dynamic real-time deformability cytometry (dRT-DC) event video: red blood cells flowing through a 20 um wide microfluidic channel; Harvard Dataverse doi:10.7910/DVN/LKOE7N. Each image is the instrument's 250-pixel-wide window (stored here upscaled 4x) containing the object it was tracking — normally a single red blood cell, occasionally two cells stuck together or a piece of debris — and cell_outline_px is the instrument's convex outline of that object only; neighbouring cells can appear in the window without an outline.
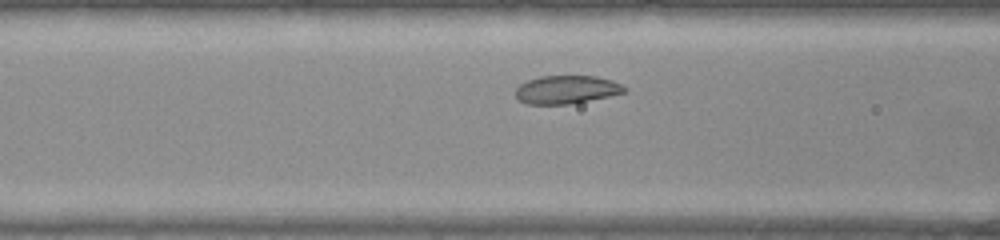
{"species": "common noctule bat (a hibernating species)", "species_latin": "Nyctalus noctula", "temperature_condition": "warm", "stored_images_in_passage": 32, "camera_frame_rate_fps": 3000, "um_per_image_px": 0.085, "animal": {"sex": "female", "body_mass_g": 22.0, "forearm_length_mm": 56.7}, "frame": {"image": 1, "passage_image": 9, "time_ms": 2.667, "image_size_px": [1000, 240], "cell_outline_px": [[628, 92], [568, 104], [524, 104], [516, 96], [516, 88], [520, 84], [528, 80], [540, 76], [596, 76], [612, 80], [628, 88]], "centroid_in_image_um": [48.17, 7.61], "position_along_channel_um": 118.4, "area_um2": 17.86}}
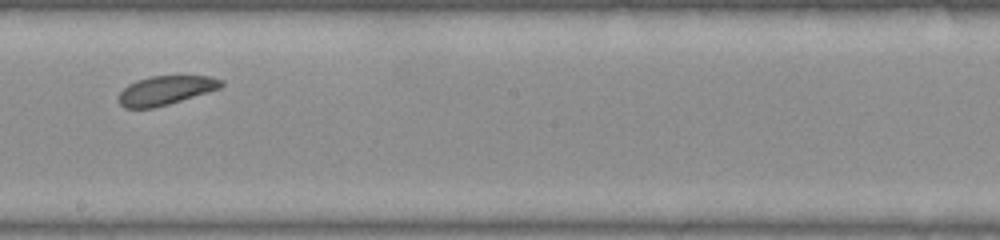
{"frame": {"image": 2, "passage_image": 18, "time_ms": 5.667, "image_size_px": [1000, 240], "cell_outline_px": [[224, 84], [220, 88], [168, 104], [152, 108], [124, 108], [120, 104], [120, 92], [128, 84], [136, 80], [152, 76], [208, 76], [224, 80]], "centroid_in_image_um": [14.08, 7.67], "position_along_channel_um": 234.1, "area_um2": 17.11}}
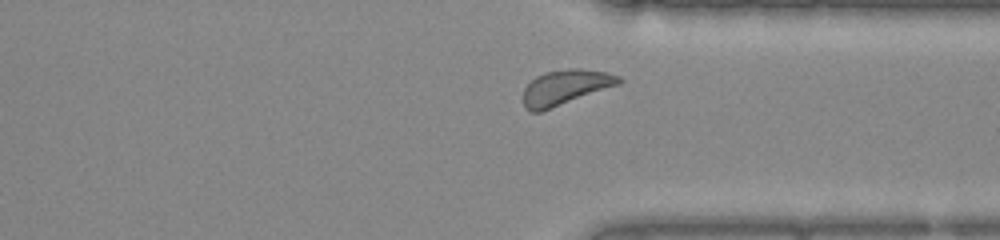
{"frame": {"image": 3, "passage_image": 28, "time_ms": 9.0, "image_size_px": [1000, 240], "cell_outline_px": [[624, 80], [620, 84], [540, 112], [532, 112], [524, 108], [524, 88], [536, 76], [544, 72], [568, 68], [580, 68], [608, 72], [620, 76]], "centroid_in_image_um": [48.08, 7.41], "position_along_channel_um": 363.3, "area_um2": 19.59}}